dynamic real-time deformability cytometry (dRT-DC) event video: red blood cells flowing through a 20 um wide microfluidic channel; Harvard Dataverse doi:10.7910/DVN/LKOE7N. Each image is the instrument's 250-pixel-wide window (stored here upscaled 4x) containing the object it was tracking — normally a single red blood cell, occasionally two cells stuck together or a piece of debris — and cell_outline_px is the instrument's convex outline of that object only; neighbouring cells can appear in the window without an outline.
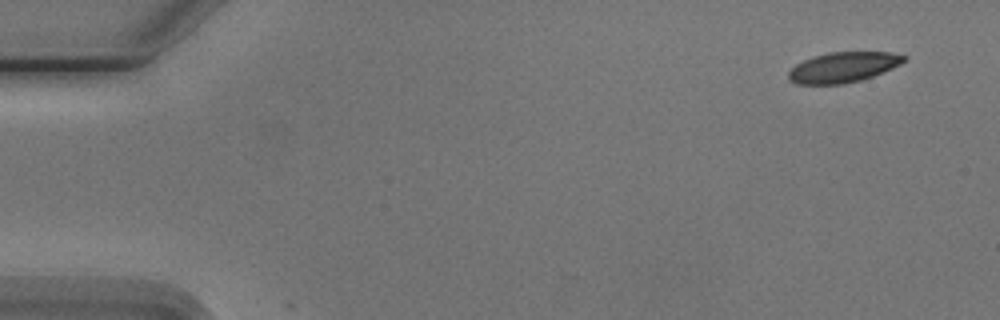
{"species": "Egyptian fruit bat (a non-hibernating species)", "species_latin": "Rousettus aegyptiacus", "temperature_condition": "cold", "stored_images_in_passage": 5, "camera_frame_rate_fps": 3000, "um_per_image_px": 0.085, "animal": {"sex": "male"}, "frame": {"image": 1, "passage_image": 1, "time_ms": 0.0, "image_size_px": [1000, 320], "cell_outline_px": [[908, 56], [900, 64], [892, 68], [864, 80], [844, 84], [796, 84], [788, 80], [788, 72], [796, 64], [812, 56], [828, 52], [892, 52]], "centroid_in_image_um": [71.66, 5.72], "position_along_channel_um": 13.3, "area_um2": 20.58}}
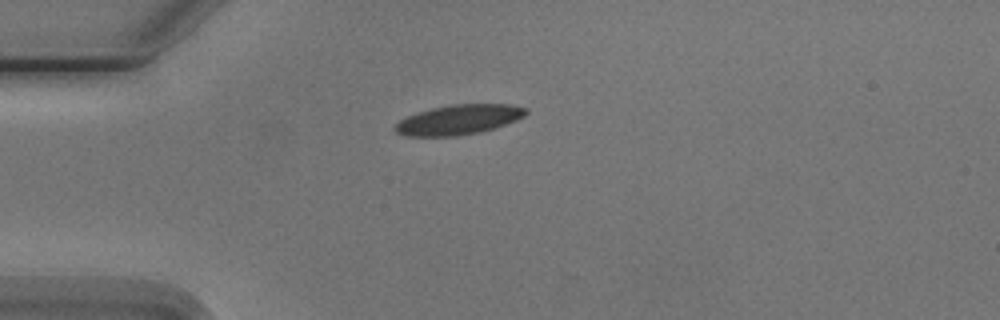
{"frame": {"image": 2, "passage_image": 4, "time_ms": 3.667, "image_size_px": [1000, 320], "cell_outline_px": [[528, 112], [524, 116], [516, 120], [492, 128], [476, 132], [456, 136], [408, 136], [396, 132], [392, 128], [400, 120], [408, 116], [432, 108], [452, 104], [512, 104], [528, 108]], "centroid_in_image_um": [39.0, 10.16], "position_along_channel_um": 46.0, "area_um2": 22.48}}
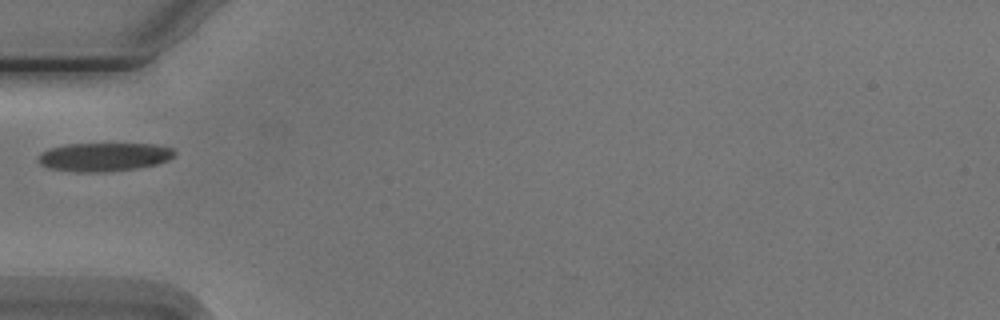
{"frame": {"image": 3, "passage_image": 5, "time_ms": 5.0, "image_size_px": [1000, 320], "cell_outline_px": [[176, 152], [168, 160], [156, 164], [136, 168], [108, 172], [76, 172], [48, 168], [40, 164], [36, 160], [36, 156], [40, 152], [48, 148], [68, 144], [152, 144], [172, 148]], "centroid_in_image_um": [8.76, 13.34], "position_along_channel_um": 76.2, "area_um2": 22.83}}